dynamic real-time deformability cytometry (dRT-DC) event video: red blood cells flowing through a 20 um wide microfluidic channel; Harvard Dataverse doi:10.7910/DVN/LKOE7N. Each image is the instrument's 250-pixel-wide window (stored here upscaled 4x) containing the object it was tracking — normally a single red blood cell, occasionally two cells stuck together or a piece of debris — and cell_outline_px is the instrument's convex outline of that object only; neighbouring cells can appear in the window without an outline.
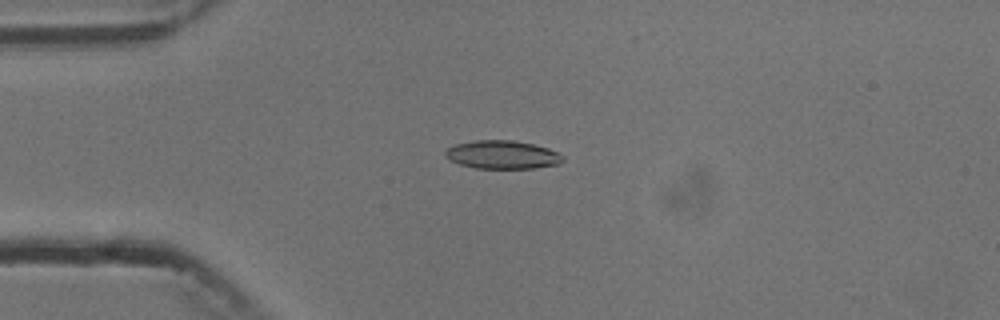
{"species": "common noctule bat (a hibernating species)", "species_latin": "Nyctalus noctula", "temperature_condition": "cold", "stored_images_in_passage": 8, "camera_frame_rate_fps": 3000, "um_per_image_px": 0.085, "animal": {"sex": "male", "body_mass_g": 13.3}, "frame": {"image": 1, "passage_image": 4, "time_ms": 4.333, "image_size_px": [1000, 320], "cell_outline_px": [[564, 160], [560, 164], [536, 168], [476, 168], [460, 164], [448, 160], [444, 156], [444, 152], [448, 148], [456, 144], [476, 140], [512, 140], [532, 144], [548, 148], [564, 156]], "centroid_in_image_um": [42.7, 13.15], "position_along_channel_um": 42.3, "area_um2": 19.42}}
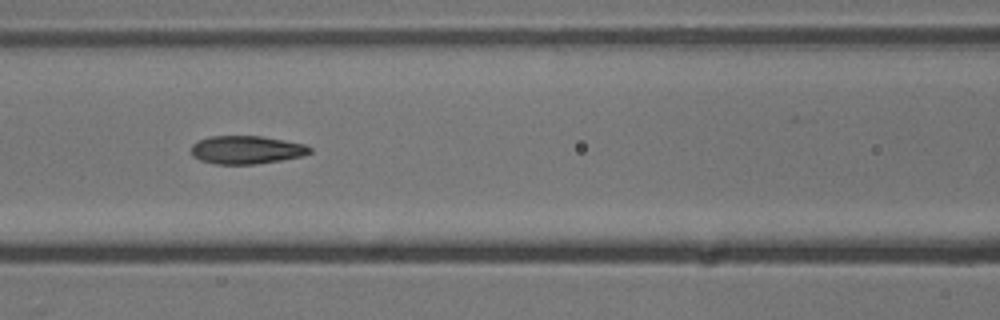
{"frame": {"image": 2, "passage_image": 7, "time_ms": 7.667, "image_size_px": [1000, 320], "cell_outline_px": [[312, 152], [300, 156], [280, 160], [256, 164], [216, 164], [200, 160], [192, 156], [192, 144], [208, 136], [260, 136], [304, 144], [312, 148]], "centroid_in_image_um": [20.93, 12.73], "position_along_channel_um": 145.7, "area_um2": 19.31}}
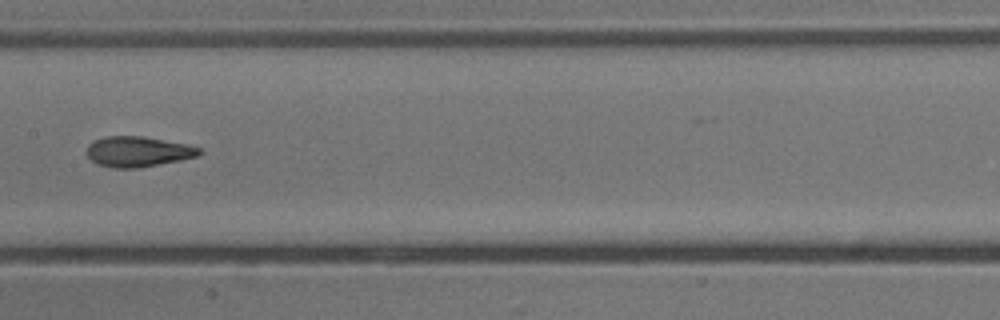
{"frame": {"image": 3, "passage_image": 8, "time_ms": 9.0, "image_size_px": [1000, 320], "cell_outline_px": [[200, 152], [196, 156], [180, 160], [136, 168], [112, 168], [96, 164], [84, 152], [88, 144], [104, 136], [144, 136], [188, 144], [200, 148]], "centroid_in_image_um": [11.67, 12.88], "position_along_channel_um": 195.7, "area_um2": 19.94}}